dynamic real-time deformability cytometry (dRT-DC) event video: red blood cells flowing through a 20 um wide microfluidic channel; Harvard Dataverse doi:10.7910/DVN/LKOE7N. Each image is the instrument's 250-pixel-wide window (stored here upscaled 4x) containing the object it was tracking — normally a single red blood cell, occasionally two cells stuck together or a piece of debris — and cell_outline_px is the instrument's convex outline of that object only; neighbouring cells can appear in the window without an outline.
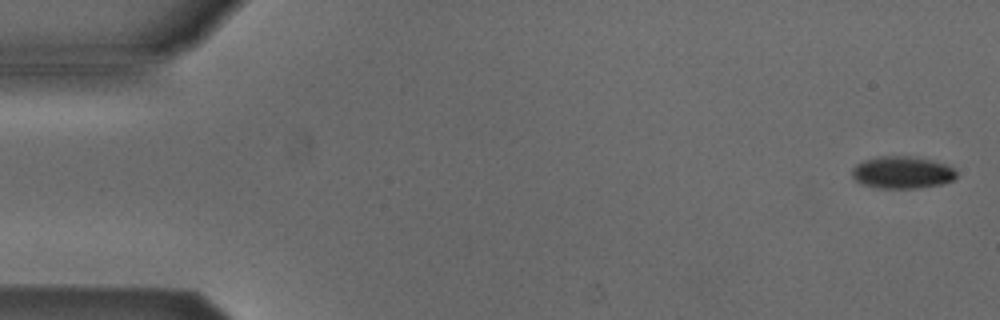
{"species": "Egyptian fruit bat (a non-hibernating species)", "species_latin": "Rousettus aegyptiacus", "temperature_condition": "cold", "stored_images_in_passage": 4, "camera_frame_rate_fps": 3000, "um_per_image_px": 0.085, "animal": {"sex": "male"}, "frame": {"image": 1, "passage_image": 1, "time_ms": 0.0, "image_size_px": [1000, 320], "cell_outline_px": [[956, 176], [952, 180], [940, 184], [916, 188], [876, 188], [860, 184], [852, 176], [852, 168], [856, 164], [864, 160], [880, 156], [908, 156], [932, 160], [948, 164], [956, 172]], "centroid_in_image_um": [76.65, 14.66], "position_along_channel_um": 8.3, "area_um2": 19.59}}